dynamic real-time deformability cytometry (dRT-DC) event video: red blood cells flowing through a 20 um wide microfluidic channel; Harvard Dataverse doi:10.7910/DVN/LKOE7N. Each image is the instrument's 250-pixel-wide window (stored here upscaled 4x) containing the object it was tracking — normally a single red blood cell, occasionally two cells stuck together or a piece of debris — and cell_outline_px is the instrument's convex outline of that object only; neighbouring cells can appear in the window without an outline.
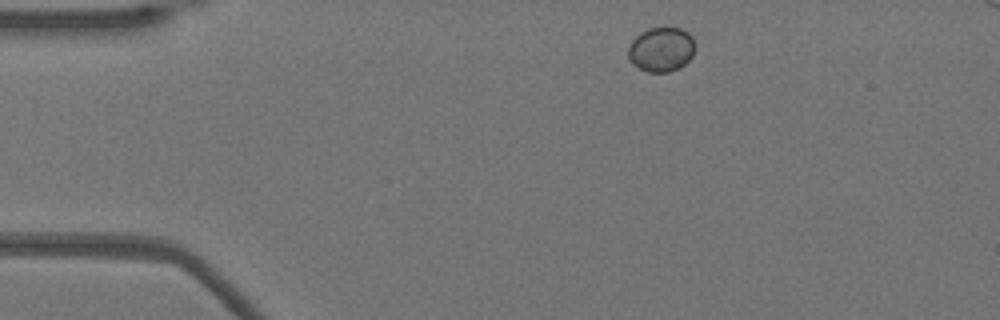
{"species": "Egyptian fruit bat (a non-hibernating species)", "species_latin": "Rousettus aegyptiacus", "temperature_condition": "warm", "stored_images_in_passage": 44, "camera_frame_rate_fps": 3000, "um_per_image_px": 0.085, "animal": {"sex": "female"}, "frame": {"image": 1, "passage_image": 1, "time_ms": 0.0, "image_size_px": [1000, 320], "cell_outline_px": [[696, 48], [692, 56], [680, 68], [668, 72], [648, 72], [632, 64], [628, 60], [628, 48], [632, 40], [640, 32], [648, 28], [680, 28], [688, 32], [692, 36], [696, 44]], "centroid_in_image_um": [56.21, 4.2], "position_along_channel_um": 28.8, "area_um2": 17.57}}
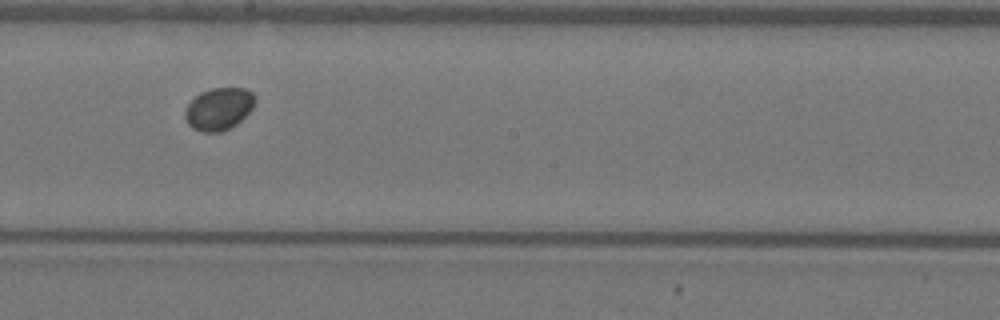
{"frame": {"image": 2, "passage_image": 21, "time_ms": 6.667, "image_size_px": [1000, 320], "cell_outline_px": [[256, 100], [252, 108], [236, 124], [220, 132], [200, 132], [192, 128], [188, 124], [184, 116], [184, 112], [188, 104], [200, 92], [212, 88], [244, 88], [252, 92], [256, 96]], "centroid_in_image_um": [18.59, 9.25], "position_along_channel_um": 229.6, "area_um2": 17.22}}
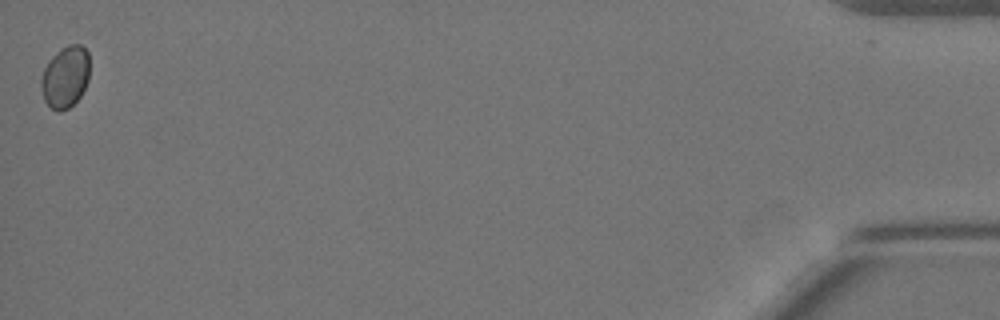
{"frame": {"image": 3, "passage_image": 44, "time_ms": 14.333, "image_size_px": [1000, 320], "cell_outline_px": [[88, 80], [80, 96], [68, 108], [60, 112], [56, 112], [44, 100], [40, 88], [40, 80], [44, 68], [52, 56], [60, 48], [68, 44], [80, 44], [88, 52]], "centroid_in_image_um": [5.52, 6.53], "position_along_channel_um": 429.7, "area_um2": 17.46}}